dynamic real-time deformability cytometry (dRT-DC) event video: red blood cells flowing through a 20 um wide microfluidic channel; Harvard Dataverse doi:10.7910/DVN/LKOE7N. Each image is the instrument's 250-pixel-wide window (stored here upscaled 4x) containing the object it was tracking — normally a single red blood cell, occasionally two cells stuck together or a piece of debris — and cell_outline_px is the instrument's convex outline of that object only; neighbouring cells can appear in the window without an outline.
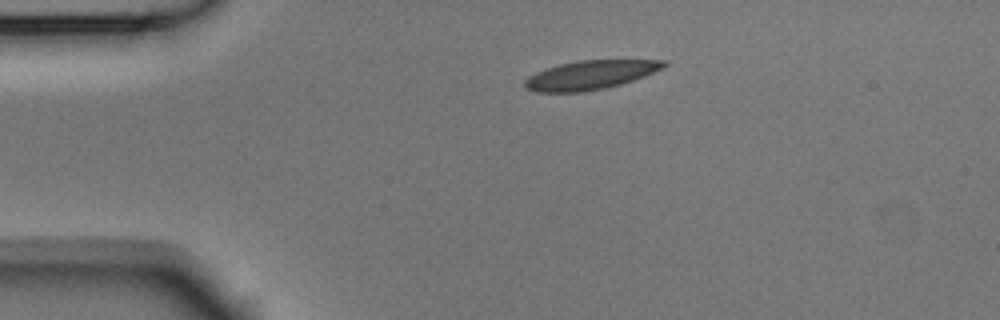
{"species": "Egyptian fruit bat (a non-hibernating species)", "species_latin": "Rousettus aegyptiacus", "temperature_condition": "room temperature", "stored_images_in_passage": 43, "camera_frame_rate_fps": 3000, "um_per_image_px": 0.085, "animal": {"sex": "male"}, "frame": {"image": 1, "passage_image": 1, "time_ms": 0.0, "image_size_px": [1000, 320], "cell_outline_px": [[668, 64], [644, 76], [620, 84], [604, 88], [584, 92], [536, 92], [524, 88], [524, 80], [528, 76], [544, 68], [576, 60], [668, 60]], "centroid_in_image_um": [50.11, 6.37], "position_along_channel_um": 34.9, "area_um2": 23.41}}
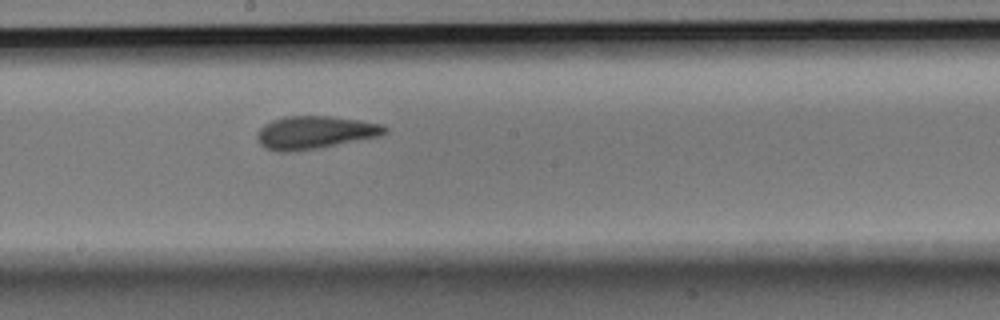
{"frame": {"image": 2, "passage_image": 19, "time_ms": 6.0, "image_size_px": [1000, 320], "cell_outline_px": [[388, 132], [380, 136], [320, 148], [292, 152], [280, 152], [264, 148], [260, 144], [256, 136], [256, 132], [264, 124], [272, 120], [284, 116], [332, 116], [360, 120], [384, 124], [388, 128]], "centroid_in_image_um": [26.77, 11.26], "position_along_channel_um": 221.4, "area_um2": 24.85}}
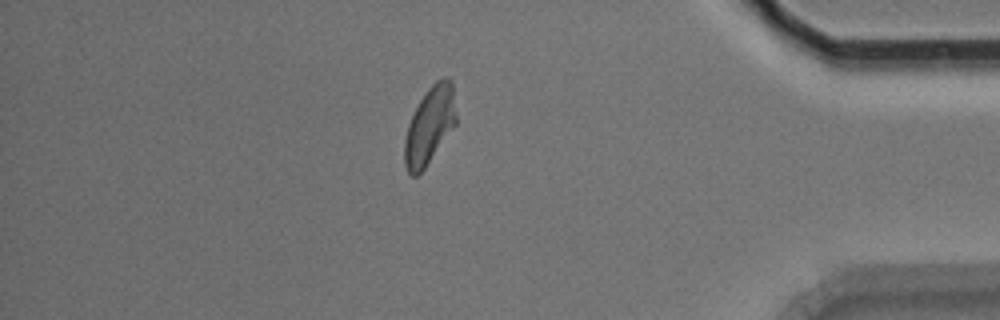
{"frame": {"image": 3, "passage_image": 36, "time_ms": 11.667, "image_size_px": [1000, 320], "cell_outline_px": [[456, 124], [424, 168], [416, 176], [412, 176], [408, 172], [404, 164], [404, 140], [408, 124], [420, 100], [428, 88], [436, 80], [444, 76], [448, 76], [452, 80], [456, 116]], "centroid_in_image_um": [36.52, 10.64], "position_along_channel_um": 398.7, "area_um2": 23.06}, "authors_computed_cell_mechanics": {"area_um2": 23.7558, "velocity_mm_per_s": 3.7467, "shape_relaxation_time_tau1_ms": 6.7624, "shape_relaxation_time_tau2_ms": 1.5739, "deformation_change_tau1": 0.1591, "deformation_change_tau2": 0.0627}}